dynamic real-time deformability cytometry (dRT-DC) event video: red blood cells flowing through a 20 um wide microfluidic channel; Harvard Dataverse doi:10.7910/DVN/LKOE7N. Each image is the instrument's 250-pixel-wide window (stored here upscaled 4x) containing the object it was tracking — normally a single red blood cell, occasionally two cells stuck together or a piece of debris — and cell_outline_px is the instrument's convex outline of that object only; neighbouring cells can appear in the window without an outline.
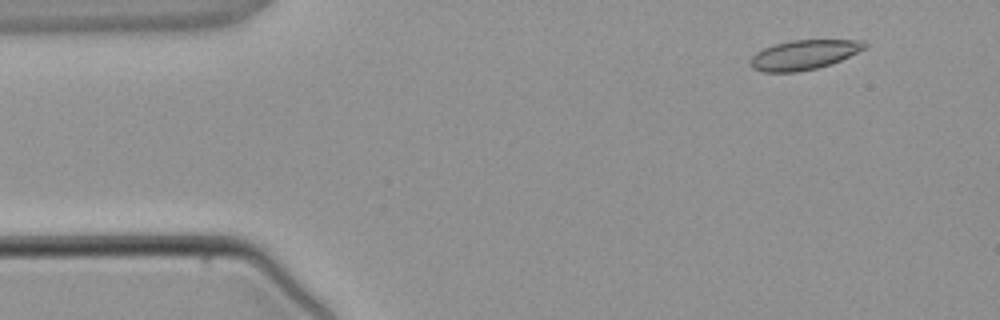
{"species": "common noctule bat (a hibernating species)", "species_latin": "Nyctalus noctula", "temperature_condition": "warm", "stored_images_in_passage": 5, "camera_frame_rate_fps": 3000, "um_per_image_px": 0.085, "animal": {"sex": "male", "body_mass_g": 21.5, "forearm_length_mm": 52.0}, "frame": {"image": 1, "passage_image": 2, "time_ms": 1.0, "image_size_px": [1000, 320], "cell_outline_px": [[868, 48], [832, 64], [816, 68], [796, 72], [764, 72], [752, 68], [752, 56], [756, 52], [764, 48], [776, 44], [792, 40], [864, 40], [868, 44]], "centroid_in_image_um": [68.4, 4.65], "position_along_channel_um": 16.6, "area_um2": 19.71}}
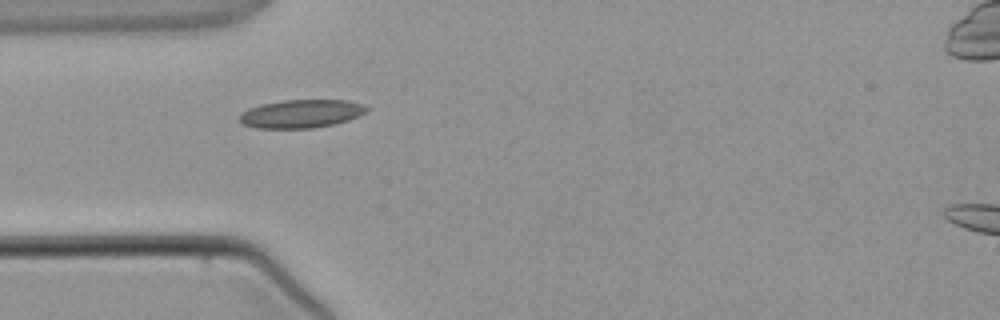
{"frame": {"image": 2, "passage_image": 4, "time_ms": 3.667, "image_size_px": [1000, 320], "cell_outline_px": [[368, 112], [348, 120], [332, 124], [312, 128], [256, 128], [244, 124], [240, 120], [240, 116], [248, 108], [260, 104], [284, 100], [348, 100], [360, 104], [368, 108]], "centroid_in_image_um": [25.61, 9.66], "position_along_channel_um": 59.4, "area_um2": 20.75}}